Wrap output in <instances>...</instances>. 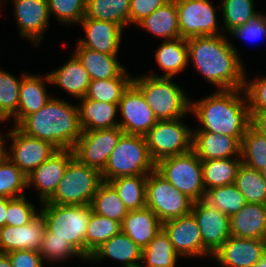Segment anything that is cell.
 I'll list each match as a JSON object with an SVG mask.
<instances>
[{
	"mask_svg": "<svg viewBox=\"0 0 266 267\" xmlns=\"http://www.w3.org/2000/svg\"><path fill=\"white\" fill-rule=\"evenodd\" d=\"M188 60L218 90L244 89L245 68L237 49L226 35L186 39Z\"/></svg>",
	"mask_w": 266,
	"mask_h": 267,
	"instance_id": "obj_1",
	"label": "cell"
},
{
	"mask_svg": "<svg viewBox=\"0 0 266 267\" xmlns=\"http://www.w3.org/2000/svg\"><path fill=\"white\" fill-rule=\"evenodd\" d=\"M190 113L201 124L194 131L213 132L235 138H243L251 123L244 89L217 90L199 101H191Z\"/></svg>",
	"mask_w": 266,
	"mask_h": 267,
	"instance_id": "obj_2",
	"label": "cell"
},
{
	"mask_svg": "<svg viewBox=\"0 0 266 267\" xmlns=\"http://www.w3.org/2000/svg\"><path fill=\"white\" fill-rule=\"evenodd\" d=\"M25 134L45 140L58 149H73L82 134L78 105L52 99L28 115L18 126Z\"/></svg>",
	"mask_w": 266,
	"mask_h": 267,
	"instance_id": "obj_3",
	"label": "cell"
},
{
	"mask_svg": "<svg viewBox=\"0 0 266 267\" xmlns=\"http://www.w3.org/2000/svg\"><path fill=\"white\" fill-rule=\"evenodd\" d=\"M42 204L39 212L46 222L43 238L67 240L85 260V237L92 213L91 205Z\"/></svg>",
	"mask_w": 266,
	"mask_h": 267,
	"instance_id": "obj_4",
	"label": "cell"
},
{
	"mask_svg": "<svg viewBox=\"0 0 266 267\" xmlns=\"http://www.w3.org/2000/svg\"><path fill=\"white\" fill-rule=\"evenodd\" d=\"M171 79L150 75L133 78V84L141 91L158 121L175 120L190 113V98Z\"/></svg>",
	"mask_w": 266,
	"mask_h": 267,
	"instance_id": "obj_5",
	"label": "cell"
},
{
	"mask_svg": "<svg viewBox=\"0 0 266 267\" xmlns=\"http://www.w3.org/2000/svg\"><path fill=\"white\" fill-rule=\"evenodd\" d=\"M145 136L124 133L115 146L102 173L107 182L122 176L148 175L155 170Z\"/></svg>",
	"mask_w": 266,
	"mask_h": 267,
	"instance_id": "obj_6",
	"label": "cell"
},
{
	"mask_svg": "<svg viewBox=\"0 0 266 267\" xmlns=\"http://www.w3.org/2000/svg\"><path fill=\"white\" fill-rule=\"evenodd\" d=\"M102 173L74 157L65 170L56 191L47 203L58 205H90L103 183Z\"/></svg>",
	"mask_w": 266,
	"mask_h": 267,
	"instance_id": "obj_7",
	"label": "cell"
},
{
	"mask_svg": "<svg viewBox=\"0 0 266 267\" xmlns=\"http://www.w3.org/2000/svg\"><path fill=\"white\" fill-rule=\"evenodd\" d=\"M155 170L193 202L204 199L202 161L193 150L159 160Z\"/></svg>",
	"mask_w": 266,
	"mask_h": 267,
	"instance_id": "obj_8",
	"label": "cell"
},
{
	"mask_svg": "<svg viewBox=\"0 0 266 267\" xmlns=\"http://www.w3.org/2000/svg\"><path fill=\"white\" fill-rule=\"evenodd\" d=\"M181 119L157 121L145 135L149 154L155 163L192 150L193 130Z\"/></svg>",
	"mask_w": 266,
	"mask_h": 267,
	"instance_id": "obj_9",
	"label": "cell"
},
{
	"mask_svg": "<svg viewBox=\"0 0 266 267\" xmlns=\"http://www.w3.org/2000/svg\"><path fill=\"white\" fill-rule=\"evenodd\" d=\"M193 201L156 170L147 175L146 207L164 222L191 213Z\"/></svg>",
	"mask_w": 266,
	"mask_h": 267,
	"instance_id": "obj_10",
	"label": "cell"
},
{
	"mask_svg": "<svg viewBox=\"0 0 266 267\" xmlns=\"http://www.w3.org/2000/svg\"><path fill=\"white\" fill-rule=\"evenodd\" d=\"M176 6L181 38L223 34L216 19V9L209 0H176Z\"/></svg>",
	"mask_w": 266,
	"mask_h": 267,
	"instance_id": "obj_11",
	"label": "cell"
},
{
	"mask_svg": "<svg viewBox=\"0 0 266 267\" xmlns=\"http://www.w3.org/2000/svg\"><path fill=\"white\" fill-rule=\"evenodd\" d=\"M123 134L124 132L119 126L110 129L82 131L73 148L74 156L81 163L102 172L109 155Z\"/></svg>",
	"mask_w": 266,
	"mask_h": 267,
	"instance_id": "obj_12",
	"label": "cell"
},
{
	"mask_svg": "<svg viewBox=\"0 0 266 267\" xmlns=\"http://www.w3.org/2000/svg\"><path fill=\"white\" fill-rule=\"evenodd\" d=\"M9 159L27 176L57 150L53 144L25 134L17 126L11 130Z\"/></svg>",
	"mask_w": 266,
	"mask_h": 267,
	"instance_id": "obj_13",
	"label": "cell"
},
{
	"mask_svg": "<svg viewBox=\"0 0 266 267\" xmlns=\"http://www.w3.org/2000/svg\"><path fill=\"white\" fill-rule=\"evenodd\" d=\"M118 111L122 117L119 127L126 134L145 136L158 121L145 97L133 83L123 93Z\"/></svg>",
	"mask_w": 266,
	"mask_h": 267,
	"instance_id": "obj_14",
	"label": "cell"
},
{
	"mask_svg": "<svg viewBox=\"0 0 266 267\" xmlns=\"http://www.w3.org/2000/svg\"><path fill=\"white\" fill-rule=\"evenodd\" d=\"M163 229L168 234L175 252L184 257H203L213 254L203 245L201 233L195 217L186 216L163 222Z\"/></svg>",
	"mask_w": 266,
	"mask_h": 267,
	"instance_id": "obj_15",
	"label": "cell"
},
{
	"mask_svg": "<svg viewBox=\"0 0 266 267\" xmlns=\"http://www.w3.org/2000/svg\"><path fill=\"white\" fill-rule=\"evenodd\" d=\"M191 214L199 227L203 245L213 254L231 236L230 217L203 199L193 202Z\"/></svg>",
	"mask_w": 266,
	"mask_h": 267,
	"instance_id": "obj_16",
	"label": "cell"
},
{
	"mask_svg": "<svg viewBox=\"0 0 266 267\" xmlns=\"http://www.w3.org/2000/svg\"><path fill=\"white\" fill-rule=\"evenodd\" d=\"M74 157L73 149H59L27 175V187L33 186L38 190L39 201L47 202L53 196L68 163Z\"/></svg>",
	"mask_w": 266,
	"mask_h": 267,
	"instance_id": "obj_17",
	"label": "cell"
},
{
	"mask_svg": "<svg viewBox=\"0 0 266 267\" xmlns=\"http://www.w3.org/2000/svg\"><path fill=\"white\" fill-rule=\"evenodd\" d=\"M265 254V240L230 236L212 257L224 267H254Z\"/></svg>",
	"mask_w": 266,
	"mask_h": 267,
	"instance_id": "obj_18",
	"label": "cell"
},
{
	"mask_svg": "<svg viewBox=\"0 0 266 267\" xmlns=\"http://www.w3.org/2000/svg\"><path fill=\"white\" fill-rule=\"evenodd\" d=\"M1 1V0H0ZM20 35L39 47L50 20L47 0H11ZM6 2V0H5ZM1 4V2H0ZM1 6V5H0ZM1 8V7H0Z\"/></svg>",
	"mask_w": 266,
	"mask_h": 267,
	"instance_id": "obj_19",
	"label": "cell"
},
{
	"mask_svg": "<svg viewBox=\"0 0 266 267\" xmlns=\"http://www.w3.org/2000/svg\"><path fill=\"white\" fill-rule=\"evenodd\" d=\"M79 24L86 34L77 42L80 47L109 55L118 54L124 31L117 23L84 17Z\"/></svg>",
	"mask_w": 266,
	"mask_h": 267,
	"instance_id": "obj_20",
	"label": "cell"
},
{
	"mask_svg": "<svg viewBox=\"0 0 266 267\" xmlns=\"http://www.w3.org/2000/svg\"><path fill=\"white\" fill-rule=\"evenodd\" d=\"M45 230L46 222L41 213L22 226L4 225L0 228V253L23 249L39 251Z\"/></svg>",
	"mask_w": 266,
	"mask_h": 267,
	"instance_id": "obj_21",
	"label": "cell"
},
{
	"mask_svg": "<svg viewBox=\"0 0 266 267\" xmlns=\"http://www.w3.org/2000/svg\"><path fill=\"white\" fill-rule=\"evenodd\" d=\"M241 140L207 131H193L192 150L201 161L241 157Z\"/></svg>",
	"mask_w": 266,
	"mask_h": 267,
	"instance_id": "obj_22",
	"label": "cell"
},
{
	"mask_svg": "<svg viewBox=\"0 0 266 267\" xmlns=\"http://www.w3.org/2000/svg\"><path fill=\"white\" fill-rule=\"evenodd\" d=\"M44 76L22 73L18 112L13 117L14 126H18L28 115L39 111L52 99L45 88L46 83H51L49 74Z\"/></svg>",
	"mask_w": 266,
	"mask_h": 267,
	"instance_id": "obj_23",
	"label": "cell"
},
{
	"mask_svg": "<svg viewBox=\"0 0 266 267\" xmlns=\"http://www.w3.org/2000/svg\"><path fill=\"white\" fill-rule=\"evenodd\" d=\"M231 236L262 239L266 237V204L246 203L230 217Z\"/></svg>",
	"mask_w": 266,
	"mask_h": 267,
	"instance_id": "obj_24",
	"label": "cell"
},
{
	"mask_svg": "<svg viewBox=\"0 0 266 267\" xmlns=\"http://www.w3.org/2000/svg\"><path fill=\"white\" fill-rule=\"evenodd\" d=\"M163 228V222L149 208L130 210L121 223V232L144 249Z\"/></svg>",
	"mask_w": 266,
	"mask_h": 267,
	"instance_id": "obj_25",
	"label": "cell"
},
{
	"mask_svg": "<svg viewBox=\"0 0 266 267\" xmlns=\"http://www.w3.org/2000/svg\"><path fill=\"white\" fill-rule=\"evenodd\" d=\"M105 257L122 262L123 267H140L142 248L129 236L120 232L98 247L88 260L99 262Z\"/></svg>",
	"mask_w": 266,
	"mask_h": 267,
	"instance_id": "obj_26",
	"label": "cell"
},
{
	"mask_svg": "<svg viewBox=\"0 0 266 267\" xmlns=\"http://www.w3.org/2000/svg\"><path fill=\"white\" fill-rule=\"evenodd\" d=\"M48 74L51 81L50 84L63 88L69 95L77 99L85 97L91 82L88 71L75 54L63 66Z\"/></svg>",
	"mask_w": 266,
	"mask_h": 267,
	"instance_id": "obj_27",
	"label": "cell"
},
{
	"mask_svg": "<svg viewBox=\"0 0 266 267\" xmlns=\"http://www.w3.org/2000/svg\"><path fill=\"white\" fill-rule=\"evenodd\" d=\"M79 123L82 131L110 129L119 126L116 120L118 104L99 102L88 99H80Z\"/></svg>",
	"mask_w": 266,
	"mask_h": 267,
	"instance_id": "obj_28",
	"label": "cell"
},
{
	"mask_svg": "<svg viewBox=\"0 0 266 267\" xmlns=\"http://www.w3.org/2000/svg\"><path fill=\"white\" fill-rule=\"evenodd\" d=\"M74 54L88 71L91 81L118 78L127 70L117 60V55H109L88 48H82L78 44Z\"/></svg>",
	"mask_w": 266,
	"mask_h": 267,
	"instance_id": "obj_29",
	"label": "cell"
},
{
	"mask_svg": "<svg viewBox=\"0 0 266 267\" xmlns=\"http://www.w3.org/2000/svg\"><path fill=\"white\" fill-rule=\"evenodd\" d=\"M153 35L172 40L180 37L176 0H169L136 24Z\"/></svg>",
	"mask_w": 266,
	"mask_h": 267,
	"instance_id": "obj_30",
	"label": "cell"
},
{
	"mask_svg": "<svg viewBox=\"0 0 266 267\" xmlns=\"http://www.w3.org/2000/svg\"><path fill=\"white\" fill-rule=\"evenodd\" d=\"M155 59L159 67L164 70V74L157 75L151 73L153 77L173 78L177 73L184 71L188 63V47L184 38L164 40L155 54Z\"/></svg>",
	"mask_w": 266,
	"mask_h": 267,
	"instance_id": "obj_31",
	"label": "cell"
},
{
	"mask_svg": "<svg viewBox=\"0 0 266 267\" xmlns=\"http://www.w3.org/2000/svg\"><path fill=\"white\" fill-rule=\"evenodd\" d=\"M85 17L114 22L124 30L130 24V0H86Z\"/></svg>",
	"mask_w": 266,
	"mask_h": 267,
	"instance_id": "obj_32",
	"label": "cell"
},
{
	"mask_svg": "<svg viewBox=\"0 0 266 267\" xmlns=\"http://www.w3.org/2000/svg\"><path fill=\"white\" fill-rule=\"evenodd\" d=\"M241 163V157L202 161V175L205 191L218 186L234 184Z\"/></svg>",
	"mask_w": 266,
	"mask_h": 267,
	"instance_id": "obj_33",
	"label": "cell"
},
{
	"mask_svg": "<svg viewBox=\"0 0 266 267\" xmlns=\"http://www.w3.org/2000/svg\"><path fill=\"white\" fill-rule=\"evenodd\" d=\"M107 182L116 190L129 211L146 207L147 175L122 176Z\"/></svg>",
	"mask_w": 266,
	"mask_h": 267,
	"instance_id": "obj_34",
	"label": "cell"
},
{
	"mask_svg": "<svg viewBox=\"0 0 266 267\" xmlns=\"http://www.w3.org/2000/svg\"><path fill=\"white\" fill-rule=\"evenodd\" d=\"M179 255L175 252L168 234L160 232L142 249L140 267H175Z\"/></svg>",
	"mask_w": 266,
	"mask_h": 267,
	"instance_id": "obj_35",
	"label": "cell"
},
{
	"mask_svg": "<svg viewBox=\"0 0 266 267\" xmlns=\"http://www.w3.org/2000/svg\"><path fill=\"white\" fill-rule=\"evenodd\" d=\"M125 70L118 78L92 80L85 97L99 102L119 104L123 93L133 83V78Z\"/></svg>",
	"mask_w": 266,
	"mask_h": 267,
	"instance_id": "obj_36",
	"label": "cell"
},
{
	"mask_svg": "<svg viewBox=\"0 0 266 267\" xmlns=\"http://www.w3.org/2000/svg\"><path fill=\"white\" fill-rule=\"evenodd\" d=\"M121 232V223L92 211L85 237V260L114 235Z\"/></svg>",
	"mask_w": 266,
	"mask_h": 267,
	"instance_id": "obj_37",
	"label": "cell"
},
{
	"mask_svg": "<svg viewBox=\"0 0 266 267\" xmlns=\"http://www.w3.org/2000/svg\"><path fill=\"white\" fill-rule=\"evenodd\" d=\"M90 205L94 213L120 223L129 211L116 190L105 181L94 194Z\"/></svg>",
	"mask_w": 266,
	"mask_h": 267,
	"instance_id": "obj_38",
	"label": "cell"
},
{
	"mask_svg": "<svg viewBox=\"0 0 266 267\" xmlns=\"http://www.w3.org/2000/svg\"><path fill=\"white\" fill-rule=\"evenodd\" d=\"M247 203L266 204V181L261 171L241 163L234 183Z\"/></svg>",
	"mask_w": 266,
	"mask_h": 267,
	"instance_id": "obj_39",
	"label": "cell"
},
{
	"mask_svg": "<svg viewBox=\"0 0 266 267\" xmlns=\"http://www.w3.org/2000/svg\"><path fill=\"white\" fill-rule=\"evenodd\" d=\"M203 200L229 217L237 213L247 203L235 184L206 190Z\"/></svg>",
	"mask_w": 266,
	"mask_h": 267,
	"instance_id": "obj_40",
	"label": "cell"
},
{
	"mask_svg": "<svg viewBox=\"0 0 266 267\" xmlns=\"http://www.w3.org/2000/svg\"><path fill=\"white\" fill-rule=\"evenodd\" d=\"M241 160L246 166L258 171L266 167V137L251 125L241 140Z\"/></svg>",
	"mask_w": 266,
	"mask_h": 267,
	"instance_id": "obj_41",
	"label": "cell"
},
{
	"mask_svg": "<svg viewBox=\"0 0 266 267\" xmlns=\"http://www.w3.org/2000/svg\"><path fill=\"white\" fill-rule=\"evenodd\" d=\"M220 9L224 24L220 27L222 33L224 29L229 33L245 25L261 13L255 11L254 0H223Z\"/></svg>",
	"mask_w": 266,
	"mask_h": 267,
	"instance_id": "obj_42",
	"label": "cell"
},
{
	"mask_svg": "<svg viewBox=\"0 0 266 267\" xmlns=\"http://www.w3.org/2000/svg\"><path fill=\"white\" fill-rule=\"evenodd\" d=\"M21 81L0 68V123L17 114Z\"/></svg>",
	"mask_w": 266,
	"mask_h": 267,
	"instance_id": "obj_43",
	"label": "cell"
},
{
	"mask_svg": "<svg viewBox=\"0 0 266 267\" xmlns=\"http://www.w3.org/2000/svg\"><path fill=\"white\" fill-rule=\"evenodd\" d=\"M25 188L28 189L27 176L8 158L0 165V197L24 196Z\"/></svg>",
	"mask_w": 266,
	"mask_h": 267,
	"instance_id": "obj_44",
	"label": "cell"
},
{
	"mask_svg": "<svg viewBox=\"0 0 266 267\" xmlns=\"http://www.w3.org/2000/svg\"><path fill=\"white\" fill-rule=\"evenodd\" d=\"M50 16L63 24H79L85 17L86 0H47Z\"/></svg>",
	"mask_w": 266,
	"mask_h": 267,
	"instance_id": "obj_45",
	"label": "cell"
},
{
	"mask_svg": "<svg viewBox=\"0 0 266 267\" xmlns=\"http://www.w3.org/2000/svg\"><path fill=\"white\" fill-rule=\"evenodd\" d=\"M34 204L27 201L25 195L17 198H8L5 225L22 226L28 224L40 212Z\"/></svg>",
	"mask_w": 266,
	"mask_h": 267,
	"instance_id": "obj_46",
	"label": "cell"
},
{
	"mask_svg": "<svg viewBox=\"0 0 266 267\" xmlns=\"http://www.w3.org/2000/svg\"><path fill=\"white\" fill-rule=\"evenodd\" d=\"M39 252L42 260L51 262L66 261L73 255L84 260L81 254L67 240L60 238H43Z\"/></svg>",
	"mask_w": 266,
	"mask_h": 267,
	"instance_id": "obj_47",
	"label": "cell"
},
{
	"mask_svg": "<svg viewBox=\"0 0 266 267\" xmlns=\"http://www.w3.org/2000/svg\"><path fill=\"white\" fill-rule=\"evenodd\" d=\"M244 91L246 92L249 111H266V76L247 82L245 76Z\"/></svg>",
	"mask_w": 266,
	"mask_h": 267,
	"instance_id": "obj_48",
	"label": "cell"
},
{
	"mask_svg": "<svg viewBox=\"0 0 266 267\" xmlns=\"http://www.w3.org/2000/svg\"><path fill=\"white\" fill-rule=\"evenodd\" d=\"M228 34L241 37L242 40L260 38L262 35H266V15L260 13L245 25L233 29Z\"/></svg>",
	"mask_w": 266,
	"mask_h": 267,
	"instance_id": "obj_49",
	"label": "cell"
},
{
	"mask_svg": "<svg viewBox=\"0 0 266 267\" xmlns=\"http://www.w3.org/2000/svg\"><path fill=\"white\" fill-rule=\"evenodd\" d=\"M169 0H130V25L137 24Z\"/></svg>",
	"mask_w": 266,
	"mask_h": 267,
	"instance_id": "obj_50",
	"label": "cell"
},
{
	"mask_svg": "<svg viewBox=\"0 0 266 267\" xmlns=\"http://www.w3.org/2000/svg\"><path fill=\"white\" fill-rule=\"evenodd\" d=\"M12 267H44L39 251L15 250L7 253Z\"/></svg>",
	"mask_w": 266,
	"mask_h": 267,
	"instance_id": "obj_51",
	"label": "cell"
},
{
	"mask_svg": "<svg viewBox=\"0 0 266 267\" xmlns=\"http://www.w3.org/2000/svg\"><path fill=\"white\" fill-rule=\"evenodd\" d=\"M250 125L266 137V111H250Z\"/></svg>",
	"mask_w": 266,
	"mask_h": 267,
	"instance_id": "obj_52",
	"label": "cell"
},
{
	"mask_svg": "<svg viewBox=\"0 0 266 267\" xmlns=\"http://www.w3.org/2000/svg\"><path fill=\"white\" fill-rule=\"evenodd\" d=\"M10 134H11V131H9L5 135H3V134L1 135L0 134V165L2 163H4L9 158V156H8L9 152H8V150L6 148H4V145H5L4 138L7 137V140H8V138L10 137Z\"/></svg>",
	"mask_w": 266,
	"mask_h": 267,
	"instance_id": "obj_53",
	"label": "cell"
},
{
	"mask_svg": "<svg viewBox=\"0 0 266 267\" xmlns=\"http://www.w3.org/2000/svg\"><path fill=\"white\" fill-rule=\"evenodd\" d=\"M8 198L0 197V228L5 225Z\"/></svg>",
	"mask_w": 266,
	"mask_h": 267,
	"instance_id": "obj_54",
	"label": "cell"
},
{
	"mask_svg": "<svg viewBox=\"0 0 266 267\" xmlns=\"http://www.w3.org/2000/svg\"><path fill=\"white\" fill-rule=\"evenodd\" d=\"M0 267H12L7 253H0Z\"/></svg>",
	"mask_w": 266,
	"mask_h": 267,
	"instance_id": "obj_55",
	"label": "cell"
},
{
	"mask_svg": "<svg viewBox=\"0 0 266 267\" xmlns=\"http://www.w3.org/2000/svg\"><path fill=\"white\" fill-rule=\"evenodd\" d=\"M254 267H266V254Z\"/></svg>",
	"mask_w": 266,
	"mask_h": 267,
	"instance_id": "obj_56",
	"label": "cell"
},
{
	"mask_svg": "<svg viewBox=\"0 0 266 267\" xmlns=\"http://www.w3.org/2000/svg\"><path fill=\"white\" fill-rule=\"evenodd\" d=\"M261 173H262L263 178H264L265 181H266V167H264V168L261 170Z\"/></svg>",
	"mask_w": 266,
	"mask_h": 267,
	"instance_id": "obj_57",
	"label": "cell"
}]
</instances>
